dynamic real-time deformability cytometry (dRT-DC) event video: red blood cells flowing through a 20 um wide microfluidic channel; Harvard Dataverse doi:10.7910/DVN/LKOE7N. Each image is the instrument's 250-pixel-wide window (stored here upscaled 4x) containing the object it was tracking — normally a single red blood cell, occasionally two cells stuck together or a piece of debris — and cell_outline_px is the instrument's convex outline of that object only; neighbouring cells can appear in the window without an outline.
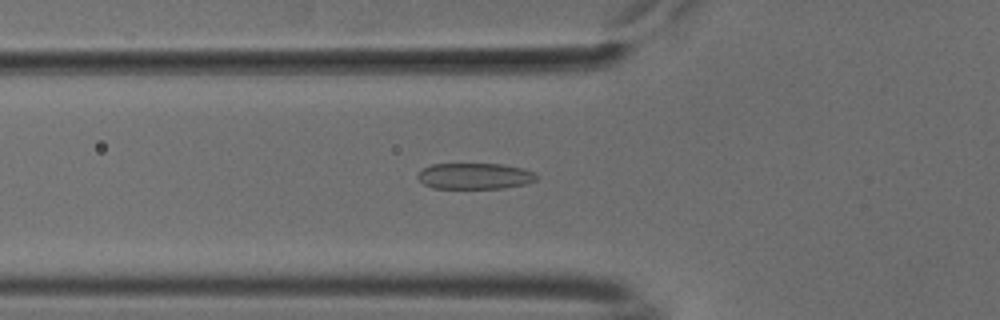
{"species": "common noctule bat (a hibernating species)", "species_latin": "Nyctalus noctula", "temperature_condition": "cold", "stored_images_in_passage": 53, "camera_frame_rate_fps": 3000, "um_per_image_px": 0.085, "animal": {"sex": "male", "body_mass_g": 18.8}, "frame": {"image": 1, "passage_image": 18, "time_ms": 5.667, "image_size_px": [1000, 320], "cell_outline_px": [[536, 180], [524, 184], [504, 188], [432, 188], [424, 184], [416, 176], [416, 172], [432, 164], [500, 164], [524, 168], [536, 172]], "centroid_in_image_um": [40.34, 14.96], "position_along_channel_um": 85.5, "area_um2": 18.09}}
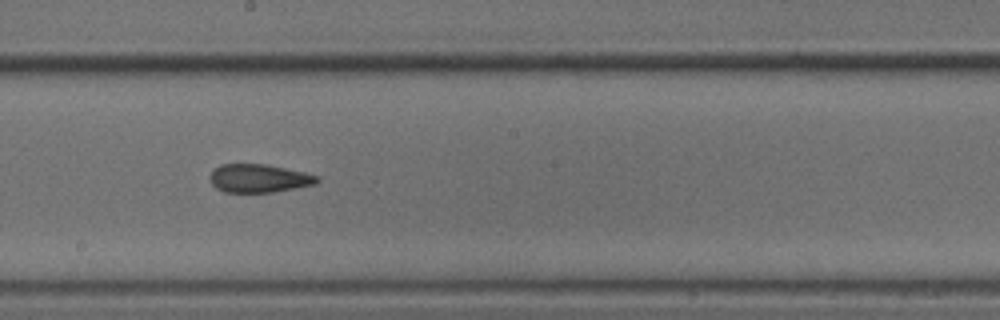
{"frame": {"image": 2, "passage_image": 29, "time_ms": 9.333, "image_size_px": [1000, 320], "cell_outline_px": [[320, 180], [316, 184], [296, 188], [272, 192], [224, 192], [216, 188], [208, 180], [208, 176], [220, 164], [268, 164], [304, 172], [316, 176]], "centroid_in_image_um": [21.98, 15.15], "position_along_channel_um": 226.2, "area_um2": 17.74}}
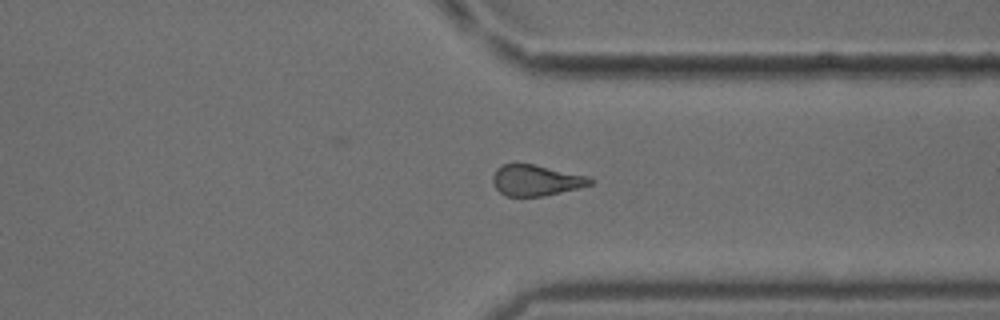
{"frame": {"image": 3, "passage_image": 40, "time_ms": 13.0, "image_size_px": [1000, 320], "cell_outline_px": [[596, 180], [592, 184], [544, 196], [508, 196], [500, 192], [496, 188], [492, 180], [492, 176], [496, 168], [504, 164], [532, 164], [588, 176]], "centroid_in_image_um": [45.55, 15.32], "position_along_channel_um": 365.8, "area_um2": 17.34}, "authors_computed_cell_mechanics": {"area_um2": 17.8602, "velocity_mm_per_s": 3.8054, "shape_relaxation_time_tau1_ms": 10.1224, "shape_relaxation_time_tau2_ms": 2.1551, "deformation_change_tau1": 0.1791, "deformation_change_tau2": 0.1077}}